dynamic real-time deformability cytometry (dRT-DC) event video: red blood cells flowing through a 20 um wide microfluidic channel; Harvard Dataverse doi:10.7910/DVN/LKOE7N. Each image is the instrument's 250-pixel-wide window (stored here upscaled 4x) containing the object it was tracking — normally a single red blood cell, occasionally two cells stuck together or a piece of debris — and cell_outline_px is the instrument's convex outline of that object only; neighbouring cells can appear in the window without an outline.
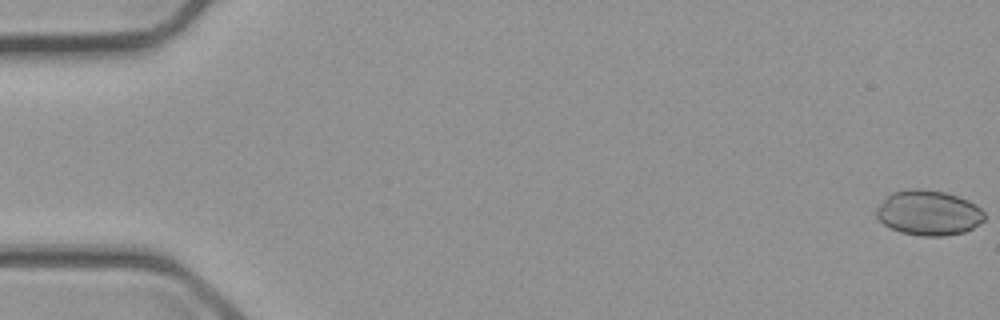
{"species": "common noctule bat (a hibernating species)", "species_latin": "Nyctalus noctula", "temperature_condition": "cold", "stored_images_in_passage": 6, "camera_frame_rate_fps": 3000, "um_per_image_px": 0.085, "animal": {"sex": "male", "body_mass_g": 23.1, "forearm_length_mm": 52.7}, "frame": {"image": 1, "passage_image": 1, "time_ms": 0.0, "image_size_px": [1000, 320], "cell_outline_px": [[984, 220], [980, 224], [964, 232], [944, 236], [920, 236], [900, 232], [884, 224], [876, 216], [876, 208], [892, 192], [912, 188], [916, 188], [944, 192], [968, 200], [976, 204], [984, 212]], "centroid_in_image_um": [78.94, 18.1], "position_along_channel_um": 6.1, "area_um2": 28.26}}